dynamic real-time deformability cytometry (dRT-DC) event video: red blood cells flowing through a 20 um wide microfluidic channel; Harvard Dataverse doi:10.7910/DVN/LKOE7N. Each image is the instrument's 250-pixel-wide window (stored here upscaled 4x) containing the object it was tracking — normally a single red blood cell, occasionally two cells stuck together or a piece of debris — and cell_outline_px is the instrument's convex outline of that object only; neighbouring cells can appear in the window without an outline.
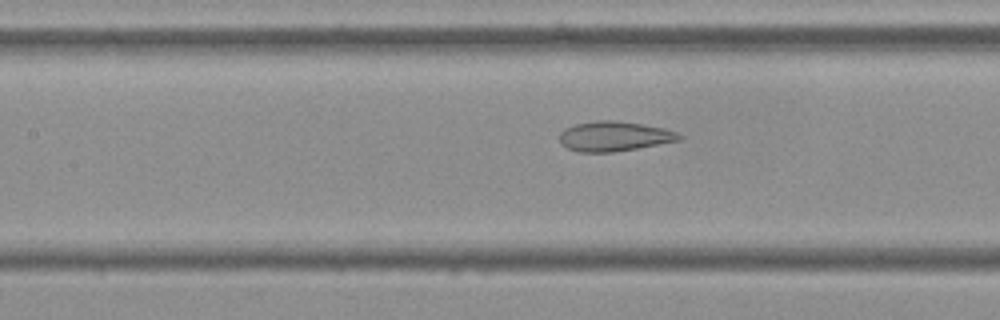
{"species": "Egyptian fruit bat (a non-hibernating species)", "species_latin": "Rousettus aegyptiacus", "temperature_condition": "cold", "stored_images_in_passage": 55, "camera_frame_rate_fps": 3000, "um_per_image_px": 0.085, "frame": {"image": 1, "passage_image": 24, "time_ms": 7.667, "image_size_px": [1000, 320], "cell_outline_px": [[684, 136], [680, 140], [636, 148], [612, 152], [576, 152], [560, 144], [560, 132], [564, 128], [576, 124], [596, 120], [616, 120], [664, 128], [676, 132]], "centroid_in_image_um": [52.17, 11.58], "position_along_channel_um": 155.2, "area_um2": 20.75}}
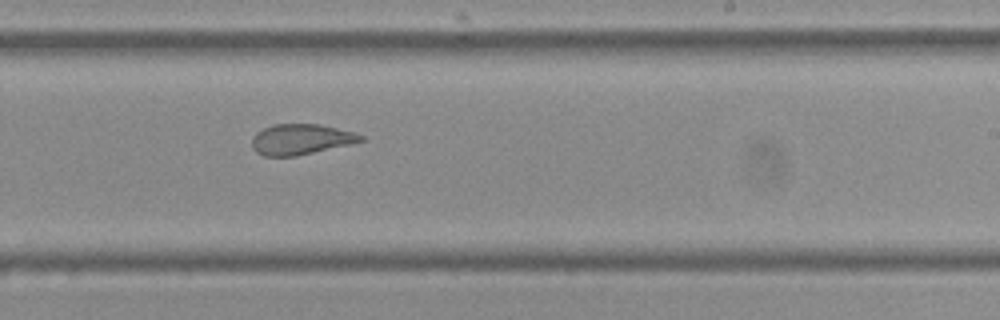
{"frame": {"image": 2, "passage_image": 33, "time_ms": 10.667, "image_size_px": [1000, 320], "cell_outline_px": [[364, 140], [352, 144], [296, 156], [264, 156], [256, 152], [252, 148], [252, 136], [256, 132], [272, 124], [320, 124], [352, 132], [364, 136]], "centroid_in_image_um": [25.55, 11.84], "position_along_channel_um": 263.5, "area_um2": 19.42}}
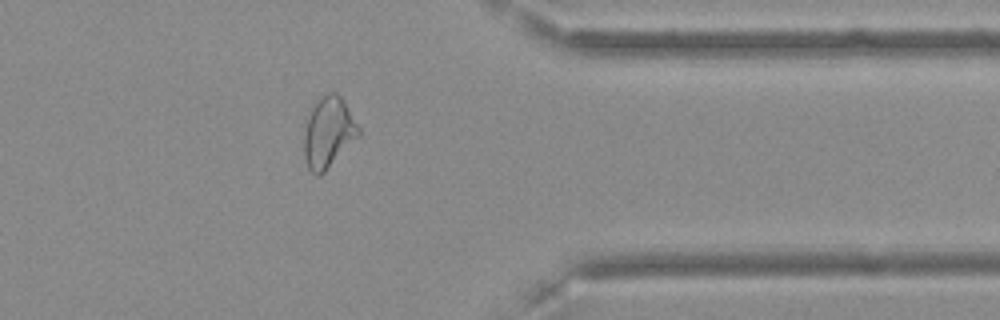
{"frame": {"image": 3, "passage_image": 44, "time_ms": 14.333, "image_size_px": [1000, 320], "cell_outline_px": [[360, 136], [320, 176], [316, 176], [308, 168], [304, 156], [304, 136], [308, 116], [316, 100], [320, 96], [328, 92], [336, 92], [340, 96], [360, 128]], "centroid_in_image_um": [27.91, 11.26], "position_along_channel_um": 383.5, "area_um2": 22.43}, "authors_computed_cell_mechanics": {"area_um2": 24.2182, "velocity_mm_per_s": 3.6114, "shape_relaxation_time_tau1_ms": null, "shape_relaxation_time_tau2_ms": 1.5369, "deformation_change_tau1": null, "deformation_change_tau2": 0.0839}}